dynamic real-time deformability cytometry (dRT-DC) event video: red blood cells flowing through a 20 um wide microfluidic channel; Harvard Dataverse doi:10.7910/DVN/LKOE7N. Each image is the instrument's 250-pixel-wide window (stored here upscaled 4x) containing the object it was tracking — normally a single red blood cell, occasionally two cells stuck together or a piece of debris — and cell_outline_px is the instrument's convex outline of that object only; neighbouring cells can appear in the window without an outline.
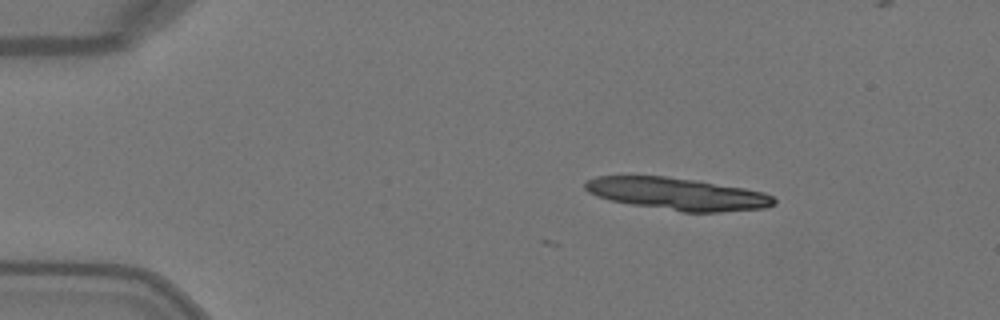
{"species": "Egyptian fruit bat (a non-hibernating species)", "species_latin": "Rousettus aegyptiacus", "temperature_condition": "warm", "stored_images_in_passage": 4, "camera_frame_rate_fps": 3000, "um_per_image_px": 0.085, "animal": {"sex": "female"}, "frame": {"image": 1, "passage_image": 2, "time_ms": 0.333, "image_size_px": [1000, 320], "cell_outline_px": [[776, 204], [764, 208], [720, 212], [684, 212], [632, 204], [612, 200], [596, 196], [588, 192], [584, 188], [584, 184], [588, 180], [596, 176], [664, 176], [692, 180], [744, 188], [764, 192], [772, 196], [776, 200]], "centroid_in_image_um": [57.58, 16.48], "position_along_channel_um": 27.4, "area_um2": 35.14}}